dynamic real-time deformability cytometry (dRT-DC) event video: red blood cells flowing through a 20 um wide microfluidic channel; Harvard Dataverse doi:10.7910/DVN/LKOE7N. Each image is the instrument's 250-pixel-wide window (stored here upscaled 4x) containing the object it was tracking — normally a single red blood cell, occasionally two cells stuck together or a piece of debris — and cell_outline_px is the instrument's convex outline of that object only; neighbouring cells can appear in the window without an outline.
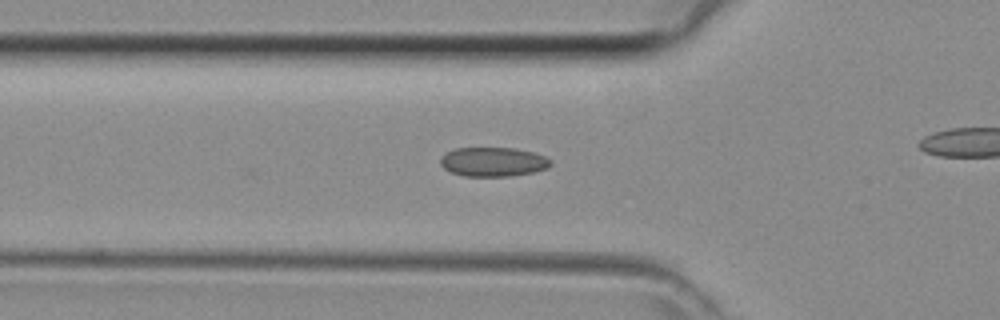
{"species": "common noctule bat (a hibernating species)", "species_latin": "Nyctalus noctula", "temperature_condition": "room temperature", "stored_images_in_passage": 9, "segment_of_instrument_passage": [1, 2], "camera_frame_rate_fps": 3000, "um_per_image_px": 0.085, "animal": {"sex": "female", "body_mass_g": 29.2, "forearm_length_mm": 56.3}, "frame": {"image": 1, "passage_image": 4, "time_ms": 1.0, "image_size_px": [1000, 320], "cell_outline_px": [[552, 164], [548, 168], [532, 172], [512, 176], [464, 176], [452, 172], [444, 168], [440, 164], [440, 160], [448, 152], [456, 148], [512, 148], [532, 152], [544, 156], [552, 160]], "centroid_in_image_um": [41.94, 13.76], "position_along_channel_um": 83.9, "area_um2": 18.61}}
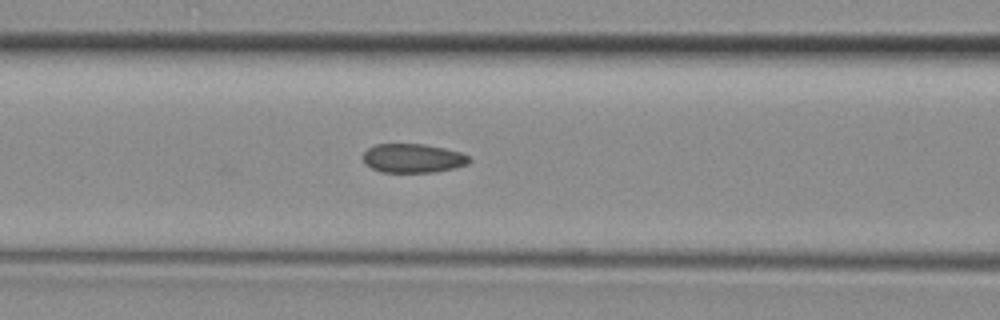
{"frame": {"image": 2, "passage_image": 7, "time_ms": 2.0, "image_size_px": [1000, 320], "cell_outline_px": [[472, 160], [468, 164], [456, 168], [436, 172], [380, 172], [364, 164], [364, 152], [368, 148], [376, 144], [424, 144], [444, 148], [460, 152], [468, 156]], "centroid_in_image_um": [35.12, 13.46], "position_along_channel_um": 131.5, "area_um2": 18.03}}